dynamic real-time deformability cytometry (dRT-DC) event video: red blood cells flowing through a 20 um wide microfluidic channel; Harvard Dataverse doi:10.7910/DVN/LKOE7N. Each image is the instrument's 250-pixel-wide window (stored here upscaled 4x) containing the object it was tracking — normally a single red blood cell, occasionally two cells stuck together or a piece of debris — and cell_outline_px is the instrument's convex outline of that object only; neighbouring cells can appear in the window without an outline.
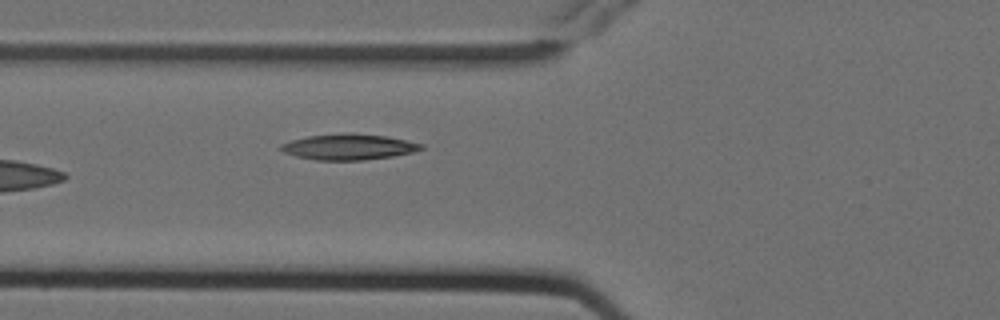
{"species": "Egyptian fruit bat (a non-hibernating species)", "species_latin": "Rousettus aegyptiacus", "temperature_condition": "cold", "stored_images_in_passage": 9, "camera_frame_rate_fps": 3000, "um_per_image_px": 0.085, "animal": {"sex": "female"}, "frame": {"image": 1, "passage_image": 8, "time_ms": 2.333, "image_size_px": [1000, 320], "cell_outline_px": [[424, 148], [412, 152], [392, 156], [364, 160], [316, 160], [296, 156], [284, 152], [280, 148], [280, 144], [292, 140], [308, 136], [352, 132], [384, 136], [424, 144]], "centroid_in_image_um": [29.63, 12.48], "position_along_channel_um": 96.2, "area_um2": 20.92}}